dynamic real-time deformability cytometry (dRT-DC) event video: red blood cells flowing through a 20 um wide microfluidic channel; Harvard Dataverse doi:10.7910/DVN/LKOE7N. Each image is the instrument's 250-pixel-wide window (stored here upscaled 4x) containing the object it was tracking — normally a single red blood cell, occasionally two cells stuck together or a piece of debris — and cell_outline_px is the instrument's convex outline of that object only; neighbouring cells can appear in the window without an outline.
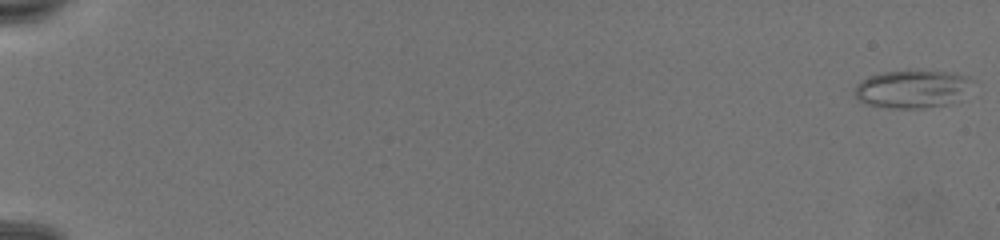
{"species": "common noctule bat (a hibernating species)", "species_latin": "Nyctalus noctula", "temperature_condition": "warm", "stored_images_in_passage": 76, "camera_frame_rate_fps": 3000, "um_per_image_px": 0.085, "animal": {"sex": "female", "body_mass_g": 19.5, "forearm_length_mm": 54.1}, "frame": {"image": 1, "passage_image": 1, "time_ms": 0.0, "image_size_px": [1000, 240], "cell_outline_px": [[972, 80], [960, 100], [944, 104], [924, 108], [888, 108], [868, 104], [860, 100], [856, 96], [856, 84], [860, 80], [868, 76], [884, 72], [952, 72], [968, 76]], "centroid_in_image_um": [77.52, 7.58], "position_along_channel_um": 7.5, "area_um2": 25.43}}
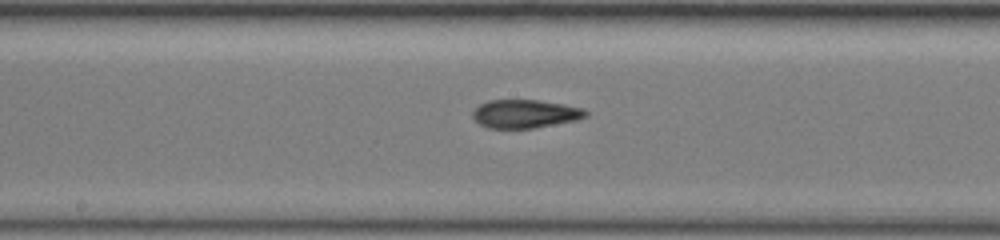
{"frame": {"image": 2, "passage_image": 44, "time_ms": 14.333, "image_size_px": [1000, 240], "cell_outline_px": [[588, 116], [576, 120], [536, 128], [488, 128], [480, 124], [472, 116], [472, 112], [480, 104], [488, 100], [536, 100], [564, 104], [584, 108], [588, 112]], "centroid_in_image_um": [44.66, 9.67], "position_along_channel_um": 203.5, "area_um2": 18.73}}
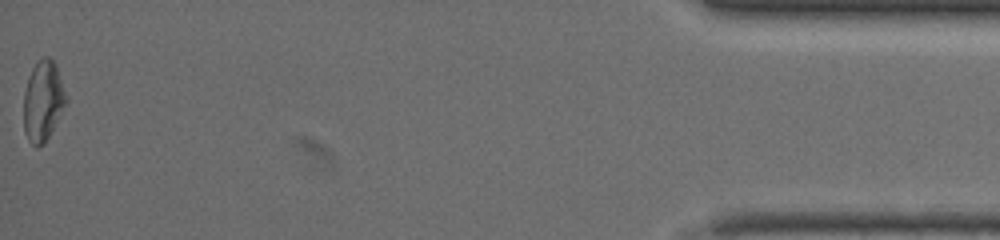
{"frame": {"image": 3, "passage_image": 76, "time_ms": 25.0, "image_size_px": [1000, 240], "cell_outline_px": [[68, 100], [44, 144], [36, 148], [28, 140], [24, 132], [24, 92], [28, 76], [32, 68], [40, 56], [48, 56], [56, 64], [68, 96]], "centroid_in_image_um": [3.66, 8.55], "position_along_channel_um": 431.5, "area_um2": 20.11}}